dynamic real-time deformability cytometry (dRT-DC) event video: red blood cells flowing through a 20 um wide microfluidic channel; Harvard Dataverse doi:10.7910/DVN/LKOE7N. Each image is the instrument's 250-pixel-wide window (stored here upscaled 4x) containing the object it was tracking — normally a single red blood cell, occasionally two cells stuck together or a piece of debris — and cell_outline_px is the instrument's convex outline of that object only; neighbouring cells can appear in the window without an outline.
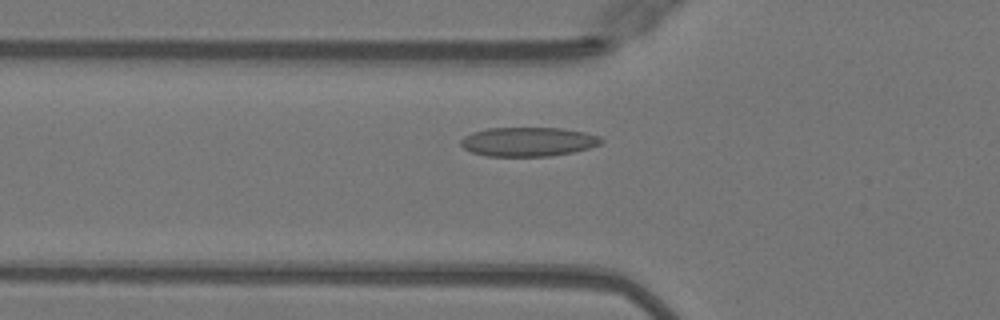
{"species": "Egyptian fruit bat (a non-hibernating species)", "species_latin": "Rousettus aegyptiacus", "temperature_condition": "warm", "stored_images_in_passage": 44, "camera_frame_rate_fps": 3000, "um_per_image_px": 0.085, "animal": {"sex": "female"}, "frame": {"image": 1, "passage_image": 13, "time_ms": 4.0, "image_size_px": [1000, 320], "cell_outline_px": [[604, 140], [600, 144], [588, 148], [572, 152], [548, 156], [484, 156], [472, 152], [464, 148], [460, 144], [460, 140], [464, 136], [472, 132], [488, 128], [560, 128], [584, 132], [600, 136]], "centroid_in_image_um": [44.87, 12.04], "position_along_channel_um": 80.9, "area_um2": 23.81}}
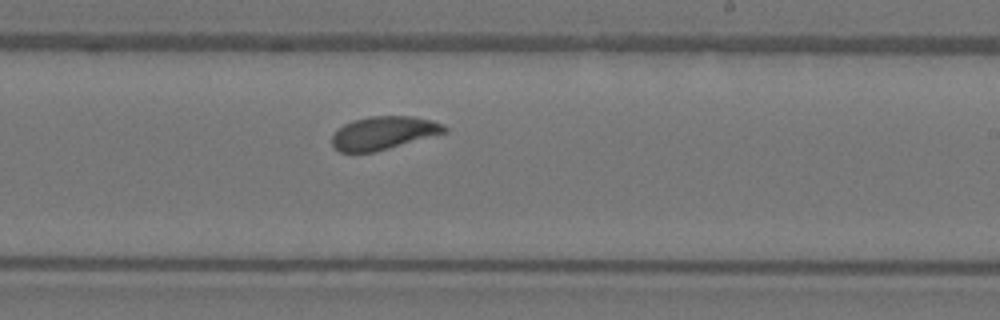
{"frame": {"image": 2, "passage_image": 26, "time_ms": 8.333, "image_size_px": [1000, 320], "cell_outline_px": [[448, 132], [388, 148], [372, 152], [340, 152], [332, 144], [332, 136], [344, 124], [352, 120], [368, 116], [412, 116], [432, 120], [444, 124], [448, 128]], "centroid_in_image_um": [32.63, 11.28], "position_along_channel_um": 256.4, "area_um2": 21.62}}
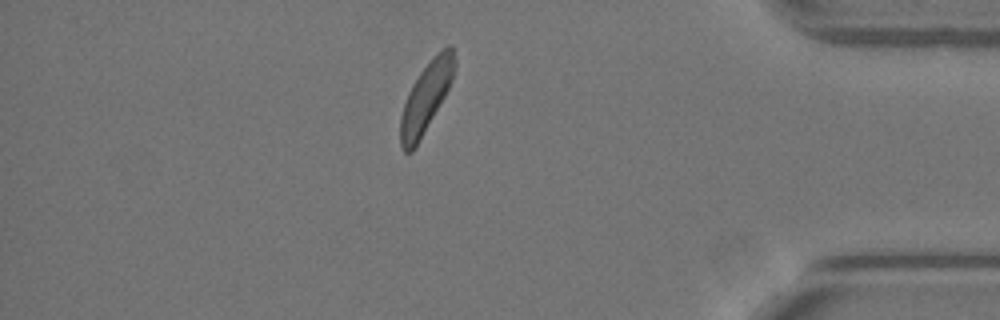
{"frame": {"image": 3, "passage_image": 39, "time_ms": 12.667, "image_size_px": [1000, 320], "cell_outline_px": [[456, 64], [452, 80], [444, 96], [412, 152], [404, 152], [400, 144], [400, 116], [408, 92], [412, 84], [420, 72], [432, 56], [436, 52], [448, 44], [452, 44], [456, 60]], "centroid_in_image_um": [36.21, 8.2], "position_along_channel_um": 399.0, "area_um2": 21.79}}